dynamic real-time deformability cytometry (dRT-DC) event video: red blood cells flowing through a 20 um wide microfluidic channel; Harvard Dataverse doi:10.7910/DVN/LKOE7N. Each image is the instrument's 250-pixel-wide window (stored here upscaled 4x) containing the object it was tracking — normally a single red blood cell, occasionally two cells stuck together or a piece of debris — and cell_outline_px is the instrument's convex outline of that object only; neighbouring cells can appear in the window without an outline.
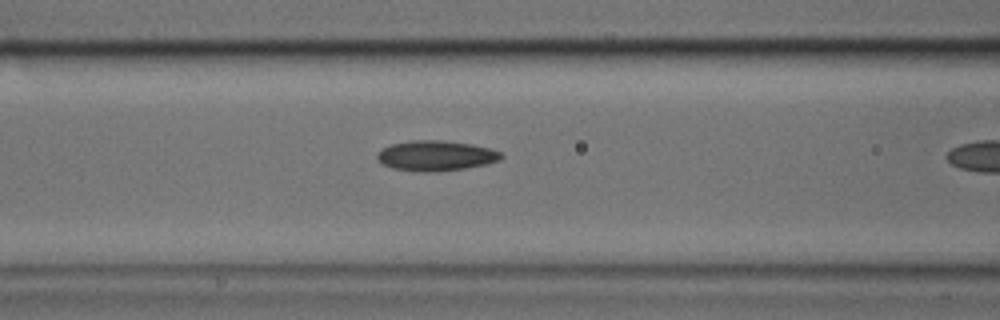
{"species": "common noctule bat (a hibernating species)", "species_latin": "Nyctalus noctula", "temperature_condition": "cold", "stored_images_in_passage": 10, "camera_frame_rate_fps": 3000, "um_per_image_px": 0.085, "animal": {"sex": "male", "body_mass_g": 17.9, "forearm_length_mm": 54.2}, "frame": {"image": 1, "passage_image": 9, "time_ms": 2.667, "image_size_px": [1000, 320], "cell_outline_px": [[504, 156], [500, 160], [484, 164], [464, 168], [432, 172], [424, 172], [392, 168], [384, 164], [376, 156], [376, 152], [392, 144], [412, 140], [440, 140], [472, 144], [492, 148], [500, 152]], "centroid_in_image_um": [37.07, 13.22], "position_along_channel_um": 129.5, "area_um2": 21.68}}